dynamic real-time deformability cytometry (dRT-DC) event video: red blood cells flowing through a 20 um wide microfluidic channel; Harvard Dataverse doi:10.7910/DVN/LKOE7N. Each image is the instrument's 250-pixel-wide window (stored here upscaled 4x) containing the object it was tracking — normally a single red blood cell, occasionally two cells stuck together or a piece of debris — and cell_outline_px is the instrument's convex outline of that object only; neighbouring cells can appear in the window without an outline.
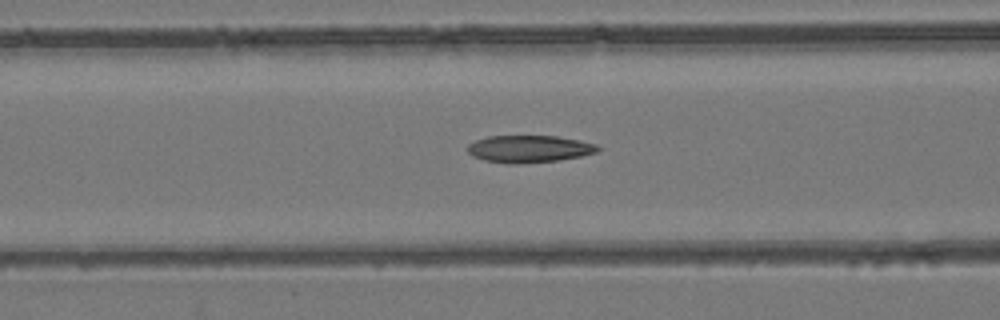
{"species": "common noctule bat (a hibernating species)", "species_latin": "Nyctalus noctula", "temperature_condition": "room temperature", "stored_images_in_passage": 44, "camera_frame_rate_fps": 3000, "um_per_image_px": 0.085, "animal": {"sex": "female", "body_mass_g": 24.6, "forearm_length_mm": 56.2}, "frame": {"image": 1, "passage_image": 12, "time_ms": 3.667, "image_size_px": [1000, 320], "cell_outline_px": [[600, 148], [596, 152], [580, 156], [560, 160], [516, 164], [508, 164], [484, 160], [472, 156], [468, 152], [468, 144], [476, 140], [488, 136], [556, 136], [580, 140], [596, 144]], "centroid_in_image_um": [44.96, 12.66], "position_along_channel_um": 121.6, "area_um2": 20.63}}
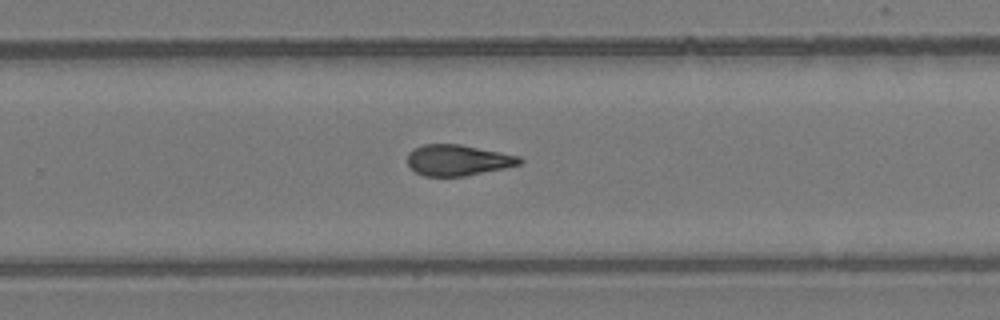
{"frame": {"image": 2, "passage_image": 25, "time_ms": 8.0, "image_size_px": [1000, 320], "cell_outline_px": [[524, 160], [520, 164], [504, 168], [464, 176], [424, 176], [416, 172], [408, 164], [408, 152], [412, 148], [424, 144], [460, 144], [520, 156]], "centroid_in_image_um": [38.91, 13.6], "position_along_channel_um": 290.9, "area_um2": 20.17}}
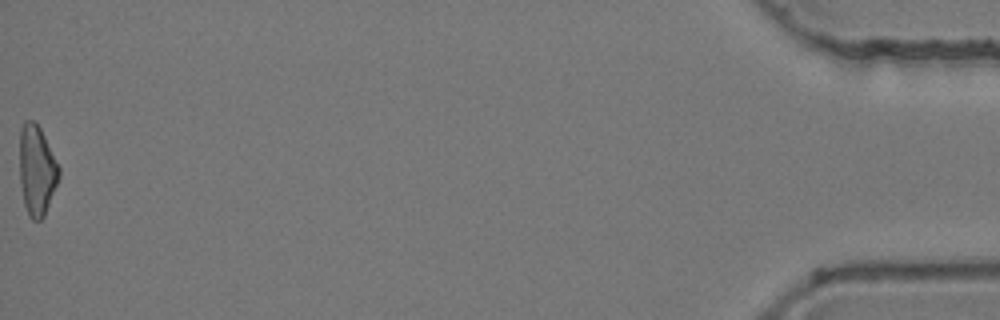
{"frame": {"image": 3, "passage_image": 44, "time_ms": 14.333, "image_size_px": [1000, 320], "cell_outline_px": [[60, 176], [44, 216], [40, 220], [32, 220], [28, 216], [24, 204], [20, 184], [20, 128], [24, 120], [36, 120], [60, 168]], "centroid_in_image_um": [3.12, 14.46], "position_along_channel_um": 432.1, "area_um2": 20.69}, "authors_computed_cell_mechanics": {"area_um2": 20.6924, "velocity_mm_per_s": 3.9085, "shape_relaxation_time_tau1_ms": null, "shape_relaxation_time_tau2_ms": 2.6274, "deformation_change_tau1": null, "deformation_change_tau2": 0.1057}}